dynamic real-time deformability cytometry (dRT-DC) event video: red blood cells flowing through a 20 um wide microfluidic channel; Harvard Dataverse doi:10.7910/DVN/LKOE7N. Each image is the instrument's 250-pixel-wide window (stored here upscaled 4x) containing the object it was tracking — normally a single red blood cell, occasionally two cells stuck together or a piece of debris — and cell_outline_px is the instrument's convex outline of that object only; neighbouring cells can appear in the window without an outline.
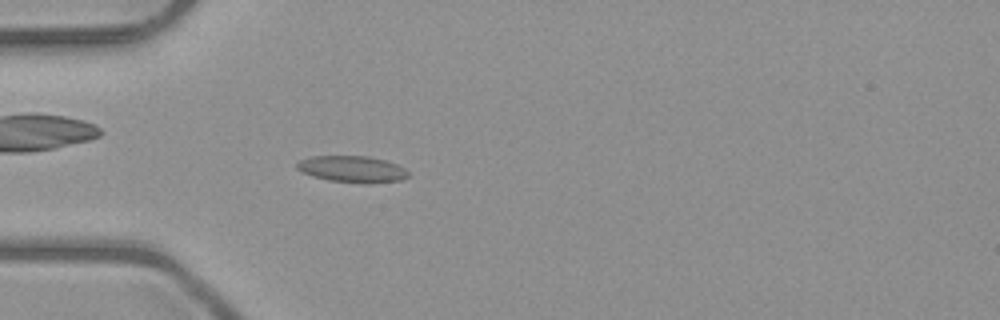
{"species": "common noctule bat (a hibernating species)", "species_latin": "Nyctalus noctula", "temperature_condition": "room temperature", "stored_images_in_passage": 42, "camera_frame_rate_fps": 3000, "um_per_image_px": 0.085, "animal": {"sex": "male", "body_mass_g": 23.1, "forearm_length_mm": 52.7}, "frame": {"image": 1, "passage_image": 6, "time_ms": 1.667, "image_size_px": [1000, 320], "cell_outline_px": [[408, 176], [400, 180], [368, 184], [328, 180], [312, 176], [296, 168], [296, 164], [300, 160], [312, 156], [368, 156], [384, 160], [396, 164], [404, 168], [408, 172]], "centroid_in_image_um": [29.93, 14.38], "position_along_channel_um": 55.1, "area_um2": 17.11}}
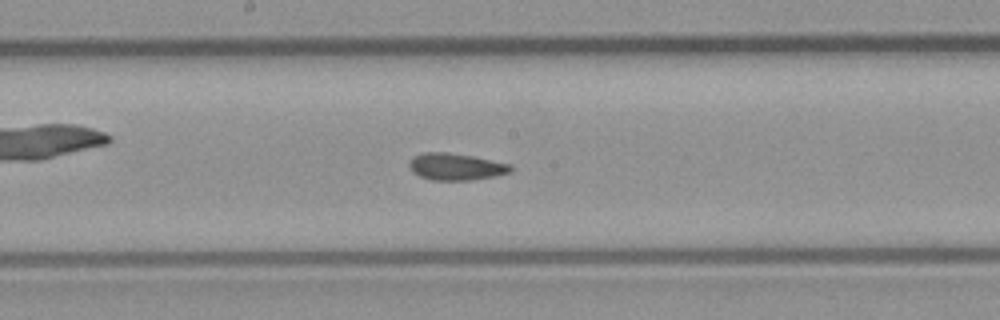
{"frame": {"image": 2, "passage_image": 18, "time_ms": 5.667, "image_size_px": [1000, 320], "cell_outline_px": [[512, 172], [496, 176], [472, 180], [432, 180], [420, 176], [412, 172], [408, 164], [412, 156], [424, 152], [448, 152], [472, 156], [512, 164]], "centroid_in_image_um": [38.75, 14.17], "position_along_channel_um": 209.4, "area_um2": 16.07}}
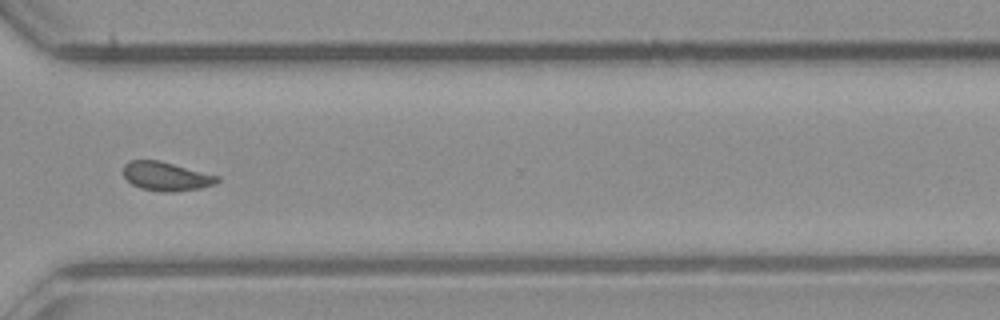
{"frame": {"image": 3, "passage_image": 29, "time_ms": 9.333, "image_size_px": [1000, 320], "cell_outline_px": [[220, 180], [216, 184], [200, 188], [172, 192], [164, 192], [140, 188], [132, 184], [124, 176], [124, 164], [128, 160], [160, 160], [220, 176]], "centroid_in_image_um": [14.14, 14.98], "position_along_channel_um": 356.5, "area_um2": 15.9}, "authors_computed_cell_mechanics": {"area_um2": 15.6927, "velocity_mm_per_s": 4.021, "shape_relaxation_time_tau1_ms": null, "shape_relaxation_time_tau2_ms": 2.3803, "deformation_change_tau1": null, "deformation_change_tau2": 0.0874}}